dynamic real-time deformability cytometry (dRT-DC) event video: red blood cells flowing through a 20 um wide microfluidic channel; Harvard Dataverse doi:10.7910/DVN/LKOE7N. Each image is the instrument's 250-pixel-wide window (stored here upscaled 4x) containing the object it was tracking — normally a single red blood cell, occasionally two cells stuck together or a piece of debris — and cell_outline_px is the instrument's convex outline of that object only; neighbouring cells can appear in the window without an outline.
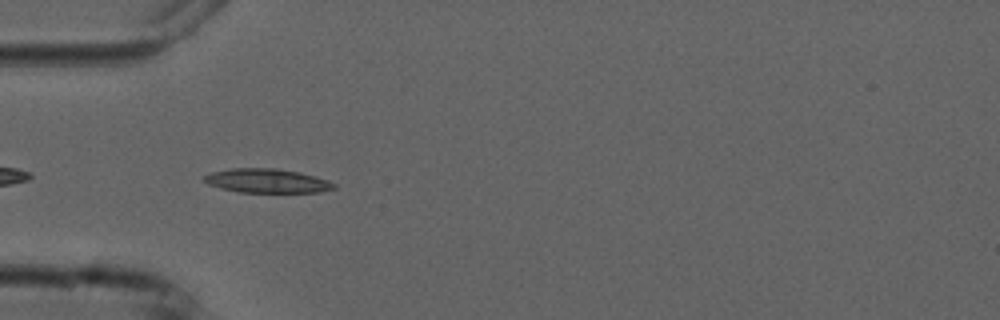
{"species": "common noctule bat (a hibernating species)", "species_latin": "Nyctalus noctula", "temperature_condition": "cold", "stored_images_in_passage": 2, "camera_frame_rate_fps": 3000, "um_per_image_px": 0.085, "animal": {"sex": "male", "forearm_length_mm": 52.5}, "frame": {"image": 1, "passage_image": 2, "time_ms": 1.0, "image_size_px": [1000, 320], "cell_outline_px": [[336, 188], [320, 192], [240, 192], [220, 188], [208, 184], [204, 180], [204, 176], [212, 172], [232, 168], [276, 168], [300, 172], [328, 180], [336, 184]], "centroid_in_image_um": [22.72, 15.37], "position_along_channel_um": 62.3, "area_um2": 18.15}}